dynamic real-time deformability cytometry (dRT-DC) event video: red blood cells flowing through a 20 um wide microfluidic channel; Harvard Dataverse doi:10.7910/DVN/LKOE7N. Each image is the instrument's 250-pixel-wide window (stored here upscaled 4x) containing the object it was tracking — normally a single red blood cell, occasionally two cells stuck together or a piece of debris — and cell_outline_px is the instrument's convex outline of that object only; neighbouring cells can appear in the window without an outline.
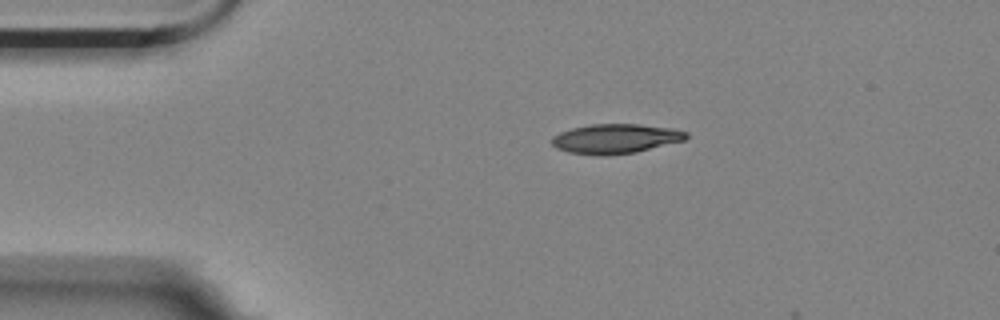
{"species": "Egyptian fruit bat (a non-hibernating species)", "species_latin": "Rousettus aegyptiacus", "temperature_condition": "room temperature", "stored_images_in_passage": 2, "camera_frame_rate_fps": 3000, "um_per_image_px": 0.085, "animal": {"sex": "female"}, "frame": {"image": 1, "passage_image": 1, "time_ms": 0.0, "image_size_px": [1000, 320], "cell_outline_px": [[688, 136], [684, 140], [636, 152], [608, 156], [596, 156], [568, 152], [556, 148], [552, 144], [552, 136], [560, 132], [572, 128], [592, 124], [640, 124], [672, 128], [688, 132]], "centroid_in_image_um": [52.3, 11.8], "position_along_channel_um": 32.7, "area_um2": 23.29}}